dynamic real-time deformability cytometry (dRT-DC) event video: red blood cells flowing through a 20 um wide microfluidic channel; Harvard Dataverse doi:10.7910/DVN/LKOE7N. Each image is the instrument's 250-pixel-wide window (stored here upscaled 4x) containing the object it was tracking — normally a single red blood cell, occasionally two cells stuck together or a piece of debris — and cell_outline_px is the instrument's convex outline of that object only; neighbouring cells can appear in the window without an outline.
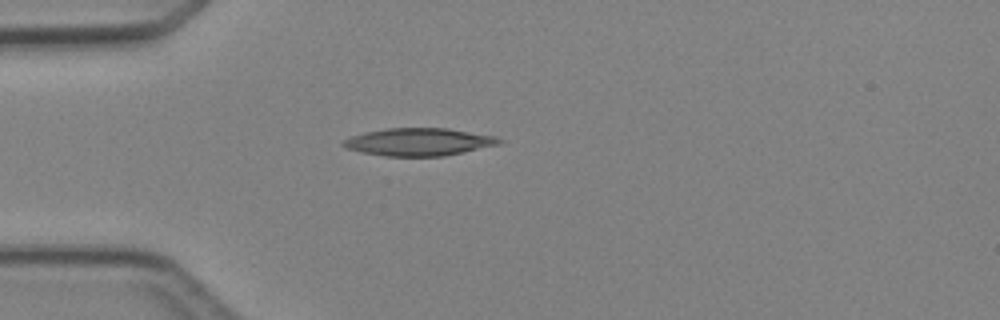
{"species": "Egyptian fruit bat (a non-hibernating species)", "species_latin": "Rousettus aegyptiacus", "temperature_condition": "cold", "stored_images_in_passage": 2, "camera_frame_rate_fps": 3000, "um_per_image_px": 0.085, "animal": {"sex": "female"}, "frame": {"image": 1, "passage_image": 2, "time_ms": 1.333, "image_size_px": [1000, 320], "cell_outline_px": [[504, 140], [500, 144], [464, 152], [444, 156], [384, 156], [344, 148], [340, 144], [344, 140], [352, 136], [364, 132], [388, 128], [448, 128], [496, 136]], "centroid_in_image_um": [35.62, 12.06], "position_along_channel_um": 49.4, "area_um2": 25.14}}